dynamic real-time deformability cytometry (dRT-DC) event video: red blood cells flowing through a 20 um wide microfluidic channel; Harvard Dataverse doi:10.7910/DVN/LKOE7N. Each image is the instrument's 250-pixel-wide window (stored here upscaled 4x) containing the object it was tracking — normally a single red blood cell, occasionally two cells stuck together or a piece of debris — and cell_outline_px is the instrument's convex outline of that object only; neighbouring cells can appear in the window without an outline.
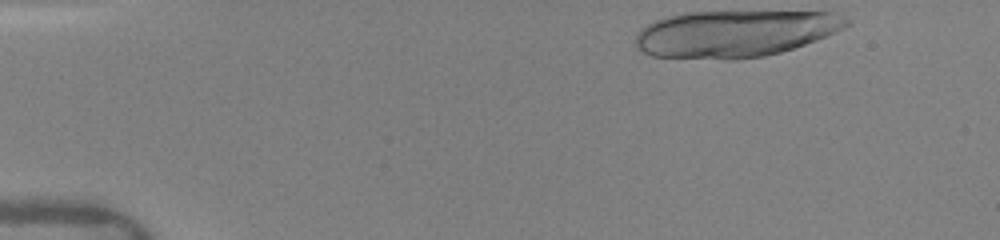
{"species": "human", "species_latin": "Homo sapiens", "temperature_condition": "warm", "stored_images_in_passage": 19, "camera_frame_rate_fps": 3000, "um_per_image_px": 0.085, "donor": {"sex": "female"}, "frame": {"image": 1, "passage_image": 1, "time_ms": 0.0, "image_size_px": [1000, 240], "cell_outline_px": [[852, 24], [844, 28], [816, 40], [780, 52], [764, 56], [736, 60], [724, 60], [652, 56], [636, 48], [636, 36], [640, 28], [656, 20], [668, 16], [684, 12], [828, 12], [848, 20]], "centroid_in_image_um": [62.41, 2.87], "position_along_channel_um": 22.6, "area_um2": 57.4}}